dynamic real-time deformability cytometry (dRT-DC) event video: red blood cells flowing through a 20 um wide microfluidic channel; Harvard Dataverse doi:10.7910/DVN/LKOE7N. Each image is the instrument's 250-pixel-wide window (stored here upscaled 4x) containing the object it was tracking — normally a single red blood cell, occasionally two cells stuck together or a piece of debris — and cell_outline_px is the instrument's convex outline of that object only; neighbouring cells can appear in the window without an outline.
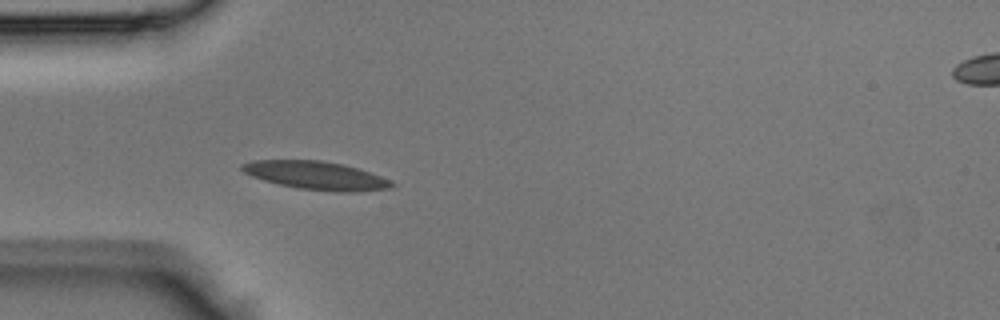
{"species": "Egyptian fruit bat (a non-hibernating species)", "species_latin": "Rousettus aegyptiacus", "temperature_condition": "room temperature", "stored_images_in_passage": 42, "camera_frame_rate_fps": 3000, "um_per_image_px": 0.085, "animal": {"sex": "male"}, "frame": {"image": 1, "passage_image": 12, "time_ms": 3.667, "image_size_px": [1000, 320], "cell_outline_px": [[396, 184], [388, 188], [356, 192], [340, 192], [300, 188], [280, 184], [264, 180], [252, 176], [244, 172], [240, 168], [240, 164], [252, 160], [320, 160], [344, 164], [360, 168], [380, 176]], "centroid_in_image_um": [26.86, 14.9], "position_along_channel_um": 58.1, "area_um2": 24.51}}
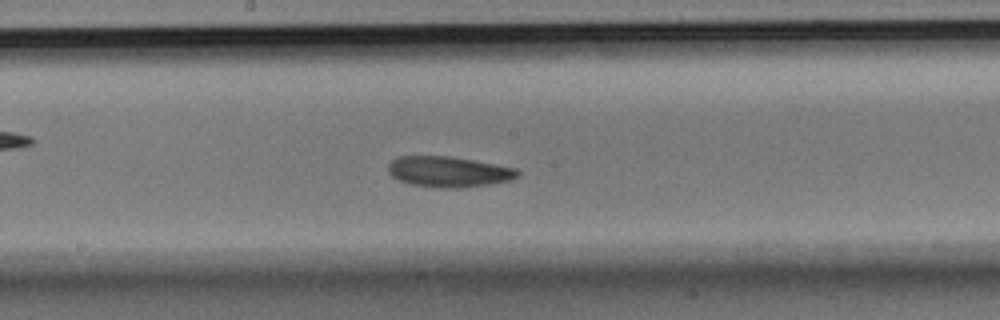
{"frame": {"image": 2, "passage_image": 22, "time_ms": 7.0, "image_size_px": [1000, 320], "cell_outline_px": [[520, 176], [512, 180], [488, 184], [460, 188], [440, 188], [412, 184], [400, 180], [392, 176], [388, 172], [388, 164], [396, 156], [452, 156], [496, 164], [516, 168], [520, 172]], "centroid_in_image_um": [38.15, 14.59], "position_along_channel_um": 210.0, "area_um2": 23.24}}
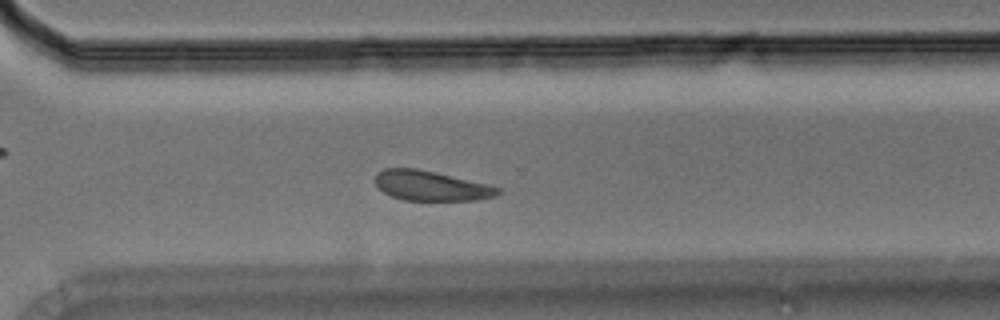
{"frame": {"image": 3, "passage_image": 30, "time_ms": 9.667, "image_size_px": [1000, 320], "cell_outline_px": [[500, 192], [496, 196], [476, 200], [404, 200], [392, 196], [384, 192], [376, 184], [376, 172], [384, 168], [416, 168], [436, 172], [488, 184], [500, 188]], "centroid_in_image_um": [36.64, 15.78], "position_along_channel_um": 334.0, "area_um2": 21.27}}